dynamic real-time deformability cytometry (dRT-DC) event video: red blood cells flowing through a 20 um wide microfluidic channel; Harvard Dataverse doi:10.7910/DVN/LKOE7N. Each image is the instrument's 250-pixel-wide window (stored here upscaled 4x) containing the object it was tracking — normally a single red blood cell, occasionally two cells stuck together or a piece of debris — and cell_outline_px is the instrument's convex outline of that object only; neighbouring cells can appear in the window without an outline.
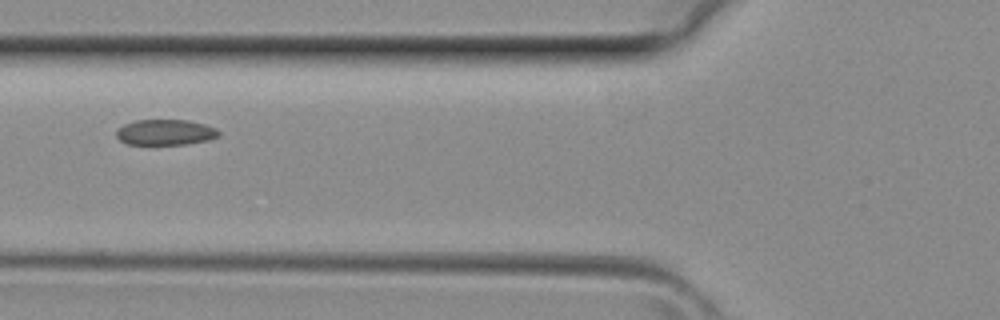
{"species": "common noctule bat (a hibernating species)", "species_latin": "Nyctalus noctula", "temperature_condition": "room temperature", "stored_images_in_passage": 3, "camera_frame_rate_fps": 3000, "um_per_image_px": 0.085, "animal": {"sex": "female", "body_mass_g": 29.2, "forearm_length_mm": 56.3}, "frame": {"image": 1, "passage_image": 3, "time_ms": 0.667, "image_size_px": [1000, 320], "cell_outline_px": [[220, 136], [208, 140], [188, 144], [128, 144], [120, 140], [116, 136], [116, 128], [124, 124], [136, 120], [188, 120], [204, 124], [216, 128], [220, 132]], "centroid_in_image_um": [14.06, 11.24], "position_along_channel_um": 111.7, "area_um2": 15.37}}